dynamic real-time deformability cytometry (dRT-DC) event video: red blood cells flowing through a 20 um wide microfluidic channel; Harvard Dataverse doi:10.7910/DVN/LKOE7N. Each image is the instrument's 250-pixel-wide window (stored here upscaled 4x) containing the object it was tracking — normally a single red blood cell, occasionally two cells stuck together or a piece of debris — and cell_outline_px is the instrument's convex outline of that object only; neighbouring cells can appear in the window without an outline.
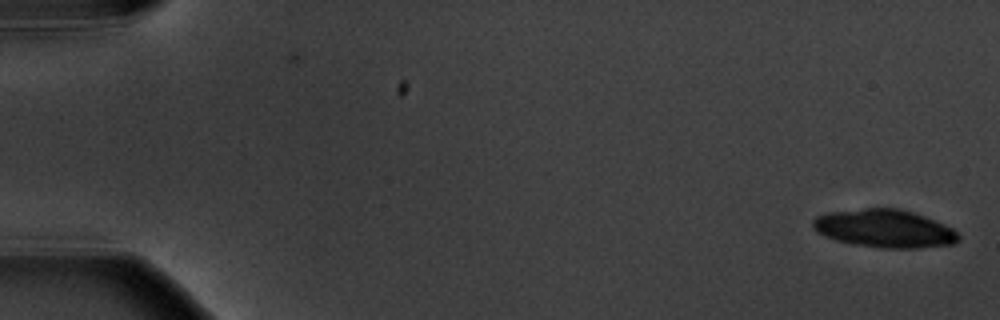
{"species": "common noctule bat (a hibernating species)", "species_latin": "Nyctalus noctula", "temperature_condition": "warm", "stored_images_in_passage": 6, "camera_frame_rate_fps": 3000, "um_per_image_px": 0.085, "animal": {"sex": "male", "body_mass_g": 20.1, "forearm_length_mm": 53.5}, "frame": {"image": 1, "passage_image": 1, "time_ms": 0.0, "image_size_px": [1000, 320], "cell_outline_px": [[960, 240], [952, 244], [920, 248], [880, 248], [852, 244], [836, 240], [824, 236], [816, 232], [812, 228], [812, 220], [816, 216], [828, 212], [864, 208], [900, 208], [924, 216], [944, 224], [952, 228], [960, 236]], "centroid_in_image_um": [75.15, 19.43], "position_along_channel_um": 9.8, "area_um2": 32.48}}